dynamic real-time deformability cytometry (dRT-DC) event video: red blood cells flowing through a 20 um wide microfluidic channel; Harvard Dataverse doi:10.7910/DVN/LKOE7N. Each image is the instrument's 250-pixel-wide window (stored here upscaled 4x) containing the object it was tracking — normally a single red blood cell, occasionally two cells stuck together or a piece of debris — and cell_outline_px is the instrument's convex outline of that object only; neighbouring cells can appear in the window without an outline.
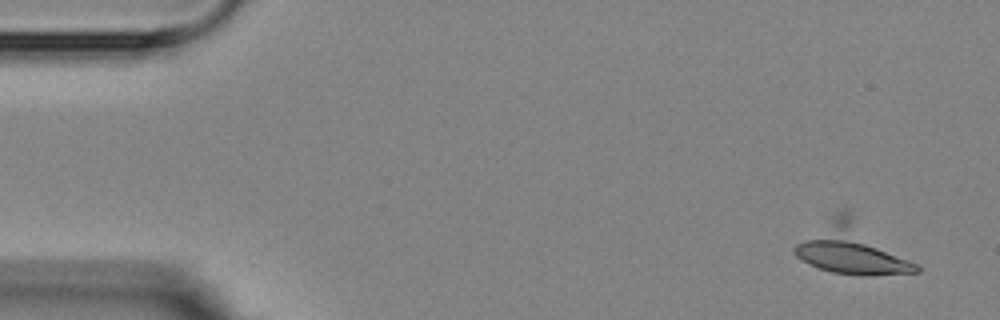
{"species": "Egyptian fruit bat (a non-hibernating species)", "species_latin": "Rousettus aegyptiacus", "temperature_condition": "room temperature", "stored_images_in_passage": 4, "camera_frame_rate_fps": 3000, "um_per_image_px": 0.085, "animal": {"sex": "female"}, "frame": {"image": 1, "passage_image": 1, "time_ms": 0.0, "image_size_px": [1000, 320], "cell_outline_px": [[920, 272], [868, 276], [856, 276], [832, 272], [820, 268], [796, 256], [792, 248], [796, 244], [836, 212], [844, 208], [848, 208], [920, 264]], "centroid_in_image_um": [72.53, 21.12], "position_along_channel_um": 12.5, "area_um2": 36.59}}